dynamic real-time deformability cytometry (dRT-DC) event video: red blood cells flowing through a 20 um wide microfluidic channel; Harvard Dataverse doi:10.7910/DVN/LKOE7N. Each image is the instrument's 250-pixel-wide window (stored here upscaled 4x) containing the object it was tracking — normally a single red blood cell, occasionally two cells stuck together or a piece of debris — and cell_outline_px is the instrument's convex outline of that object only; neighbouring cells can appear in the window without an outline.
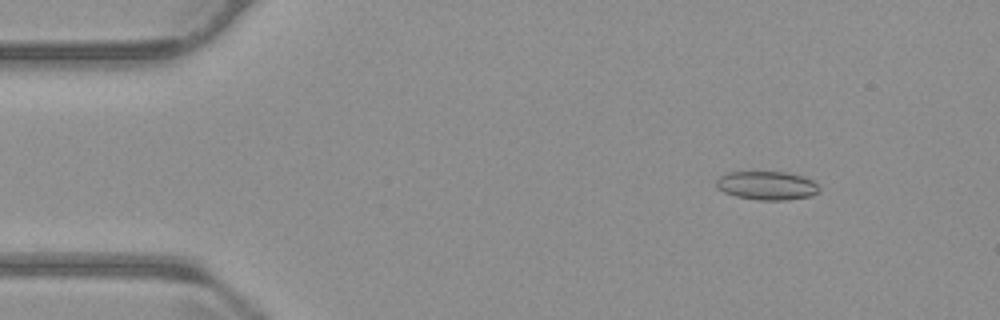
{"species": "common noctule bat (a hibernating species)", "species_latin": "Nyctalus noctula", "temperature_condition": "warm", "stored_images_in_passage": 55, "camera_frame_rate_fps": 3000, "um_per_image_px": 0.085, "animal": {"sex": "male", "body_mass_g": 23.1, "forearm_length_mm": 52.7}, "frame": {"image": 1, "passage_image": 7, "time_ms": 2.0, "image_size_px": [1000, 320], "cell_outline_px": [[820, 188], [816, 192], [808, 196], [784, 200], [760, 200], [736, 196], [724, 192], [716, 188], [716, 180], [720, 176], [728, 172], [784, 172], [800, 176], [812, 180]], "centroid_in_image_um": [65.13, 15.77], "position_along_channel_um": 19.9, "area_um2": 16.88}}
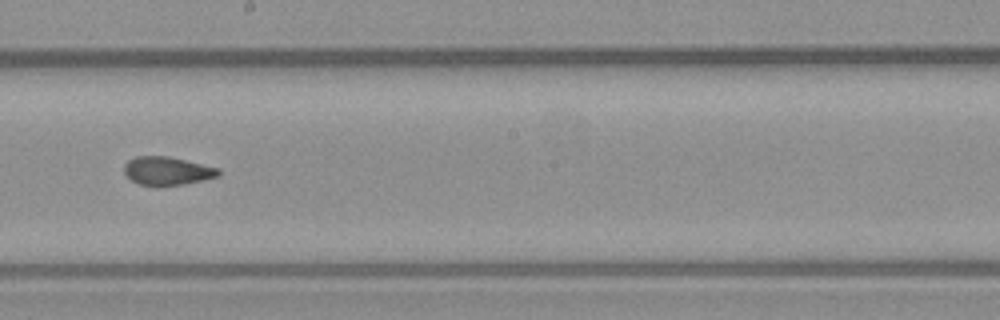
{"frame": {"image": 2, "passage_image": 31, "time_ms": 10.0, "image_size_px": [1000, 320], "cell_outline_px": [[220, 176], [184, 184], [140, 184], [132, 180], [124, 172], [124, 164], [128, 160], [136, 156], [168, 156], [220, 168]], "centroid_in_image_um": [14.24, 14.5], "position_along_channel_um": 234.0, "area_um2": 15.26}}
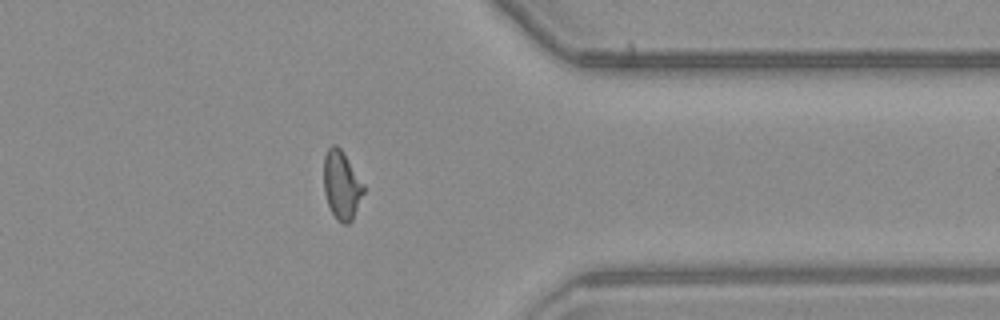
{"frame": {"image": 3, "passage_image": 44, "time_ms": 14.333, "image_size_px": [1000, 320], "cell_outline_px": [[364, 192], [352, 220], [348, 224], [344, 224], [336, 220], [328, 204], [324, 192], [324, 156], [328, 148], [332, 144], [336, 144], [340, 148], [364, 184]], "centroid_in_image_um": [29.03, 15.74], "position_along_channel_um": 382.4, "area_um2": 15.78}, "authors_computed_cell_mechanics": {"area_um2": 16.0684, "velocity_mm_per_s": 3.7365, "shape_relaxation_time_tau1_ms": null, "shape_relaxation_time_tau2_ms": 1.9702, "deformation_change_tau1": null, "deformation_change_tau2": 0.0871}}